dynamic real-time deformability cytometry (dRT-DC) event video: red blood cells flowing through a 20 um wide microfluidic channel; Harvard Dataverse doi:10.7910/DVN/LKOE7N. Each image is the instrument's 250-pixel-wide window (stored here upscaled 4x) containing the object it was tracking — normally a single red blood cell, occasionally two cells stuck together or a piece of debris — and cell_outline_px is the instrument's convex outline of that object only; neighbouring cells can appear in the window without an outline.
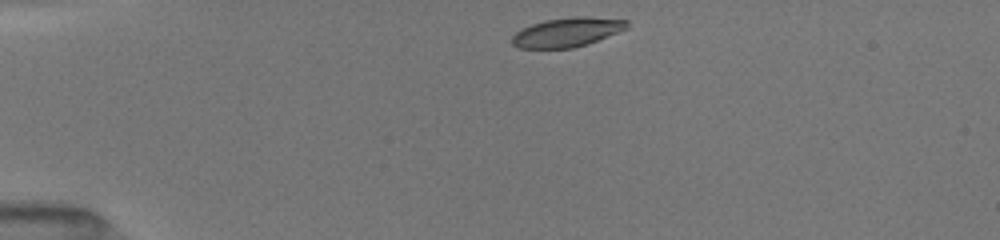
{"species": "common noctule bat (a hibernating species)", "species_latin": "Nyctalus noctula", "temperature_condition": "room temperature", "stored_images_in_passage": 37, "camera_frame_rate_fps": 3000, "um_per_image_px": 0.085, "animal": {"sex": "female", "body_mass_g": 19.5, "forearm_length_mm": 54.1}, "frame": {"image": 1, "passage_image": 1, "time_ms": 0.0, "image_size_px": [1000, 240], "cell_outline_px": [[628, 28], [588, 44], [572, 48], [520, 48], [512, 44], [512, 36], [520, 28], [544, 20], [572, 16], [588, 16], [628, 20]], "centroid_in_image_um": [48.2, 2.72], "position_along_channel_um": 36.8, "area_um2": 19.71}}
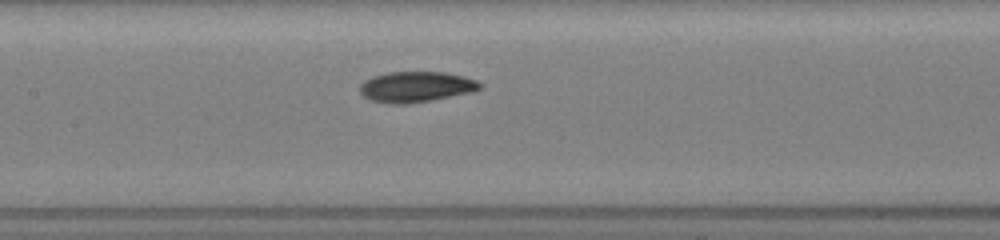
{"frame": {"image": 2, "passage_image": 15, "time_ms": 4.667, "image_size_px": [1000, 240], "cell_outline_px": [[484, 88], [472, 92], [432, 100], [408, 104], [392, 104], [372, 100], [364, 96], [360, 92], [360, 84], [364, 80], [372, 76], [388, 72], [444, 72], [464, 76], [476, 80], [484, 84]], "centroid_in_image_um": [35.4, 7.38], "position_along_channel_um": 172.0, "area_um2": 21.62}}
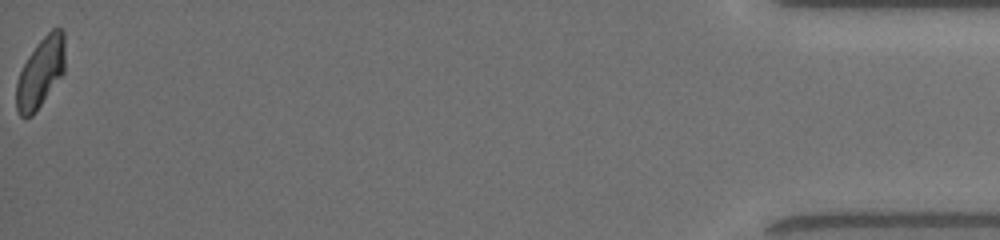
{"frame": {"image": 3, "passage_image": 37, "time_ms": 13.333, "image_size_px": [1000, 240], "cell_outline_px": [[64, 72], [32, 116], [20, 116], [16, 112], [16, 80], [28, 56], [36, 44], [52, 28], [60, 28], [64, 32]], "centroid_in_image_um": [3.43, 6.16], "position_along_channel_um": 431.8, "area_um2": 19.65}, "authors_computed_cell_mechanics": {"area_um2": 20.3456, "velocity_mm_per_s": 4.0133, "shape_relaxation_time_tau1_ms": 3.0255, "shape_relaxation_time_tau2_ms": 3.6651, "deformation_change_tau1": 0.1421, "deformation_change_tau2": 0.094}}